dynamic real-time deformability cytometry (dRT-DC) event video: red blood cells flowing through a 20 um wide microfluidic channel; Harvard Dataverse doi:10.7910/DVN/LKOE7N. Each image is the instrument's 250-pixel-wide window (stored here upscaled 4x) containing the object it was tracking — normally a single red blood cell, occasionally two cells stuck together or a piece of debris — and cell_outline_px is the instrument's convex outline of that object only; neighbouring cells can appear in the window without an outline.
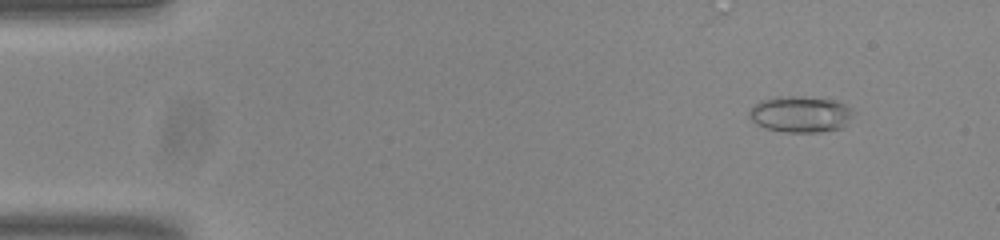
{"species": "common noctule bat (a hibernating species)", "species_latin": "Nyctalus noctula", "temperature_condition": "room temperature", "stored_images_in_passage": 52, "camera_frame_rate_fps": 3000, "um_per_image_px": 0.085, "animal": {"sex": "male", "body_mass_g": 20.0, "forearm_length_mm": 53.3}, "frame": {"image": 1, "passage_image": 6, "time_ms": 1.667, "image_size_px": [1000, 240], "cell_outline_px": [[852, 108], [844, 128], [820, 132], [784, 132], [764, 128], [756, 124], [748, 116], [748, 112], [760, 100], [776, 96], [796, 96], [836, 100]], "centroid_in_image_um": [67.99, 9.71], "position_along_channel_um": 17.0, "area_um2": 21.96}}
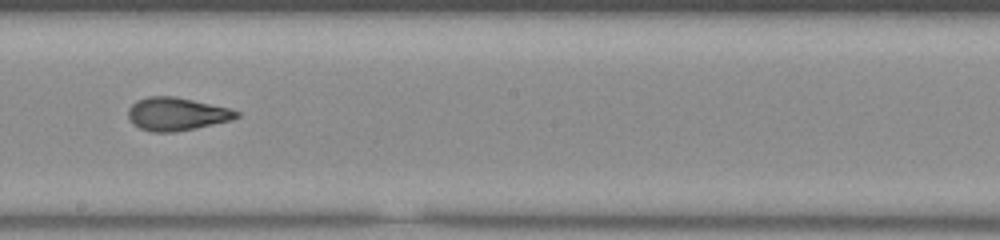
{"frame": {"image": 2, "passage_image": 31, "time_ms": 10.0, "image_size_px": [1000, 240], "cell_outline_px": [[240, 116], [232, 120], [196, 128], [172, 132], [152, 132], [140, 128], [132, 124], [128, 116], [128, 108], [136, 100], [148, 96], [176, 96], [228, 108], [240, 112]], "centroid_in_image_um": [14.99, 9.69], "position_along_channel_um": 233.2, "area_um2": 20.92}}
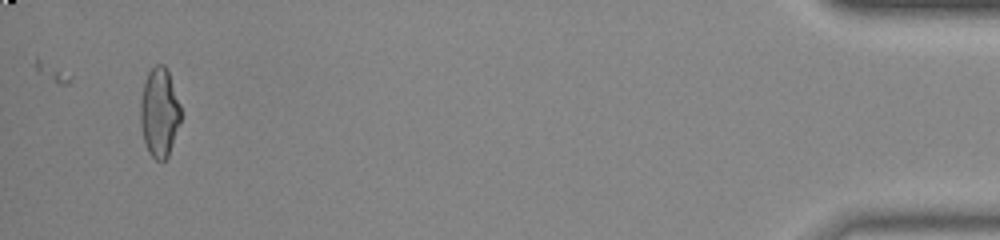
{"frame": {"image": 3, "passage_image": 52, "time_ms": 17.0, "image_size_px": [1000, 240], "cell_outline_px": [[180, 120], [168, 156], [164, 160], [156, 160], [148, 152], [144, 140], [140, 124], [140, 100], [144, 84], [148, 72], [156, 64], [164, 64], [168, 72], [180, 104]], "centroid_in_image_um": [13.53, 9.55], "position_along_channel_um": 421.7, "area_um2": 20.69}, "authors_computed_cell_mechanics": {"area_um2": 20.7791, "velocity_mm_per_s": 3.8392, "shape_relaxation_time_tau1_ms": 7.4952, "shape_relaxation_time_tau2_ms": 1.0054, "deformation_change_tau1": 0.2417, "deformation_change_tau2": 0.0708}}